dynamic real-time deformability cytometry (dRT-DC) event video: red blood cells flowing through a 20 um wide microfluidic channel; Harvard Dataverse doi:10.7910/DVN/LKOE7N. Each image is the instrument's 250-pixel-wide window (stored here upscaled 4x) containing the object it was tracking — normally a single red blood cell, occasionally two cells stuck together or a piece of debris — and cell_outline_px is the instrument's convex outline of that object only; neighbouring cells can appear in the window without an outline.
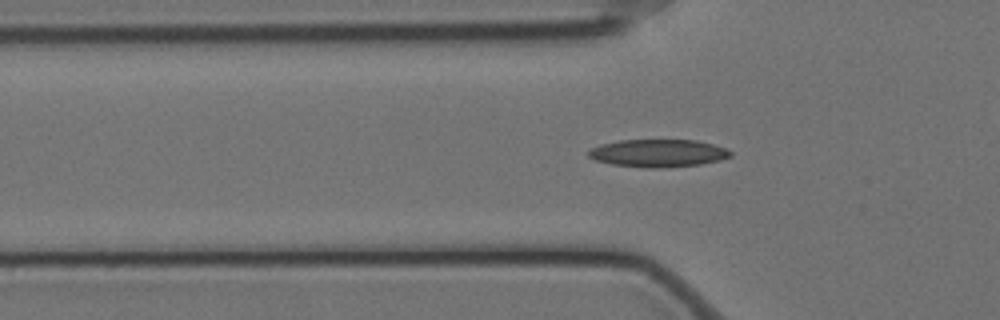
{"species": "Egyptian fruit bat (a non-hibernating species)", "species_latin": "Rousettus aegyptiacus", "temperature_condition": "cold", "stored_images_in_passage": 59, "camera_frame_rate_fps": 3000, "um_per_image_px": 0.085, "animal": {"sex": "female"}, "frame": {"image": 1, "passage_image": 19, "time_ms": 6.0, "image_size_px": [1000, 320], "cell_outline_px": [[732, 156], [720, 160], [700, 164], [660, 168], [644, 168], [612, 164], [596, 160], [588, 156], [588, 148], [600, 144], [620, 140], [696, 140], [712, 144], [724, 148], [732, 152]], "centroid_in_image_um": [55.91, 13.02], "position_along_channel_um": 69.9, "area_um2": 22.95}}
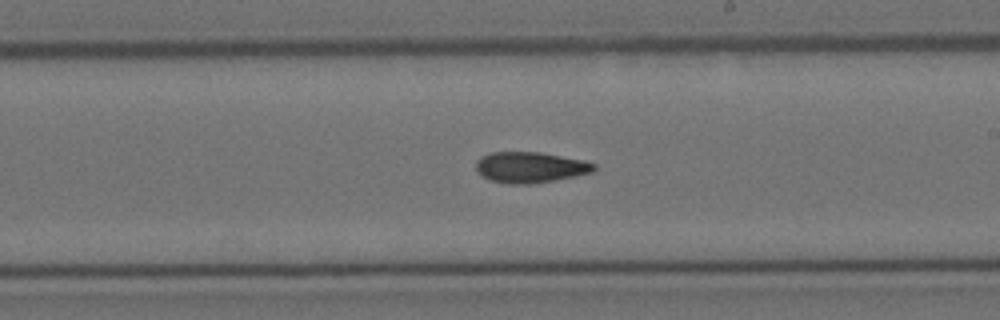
{"frame": {"image": 2, "passage_image": 34, "time_ms": 11.0, "image_size_px": [1000, 320], "cell_outline_px": [[596, 168], [592, 172], [576, 176], [556, 180], [532, 184], [508, 184], [492, 180], [484, 176], [476, 168], [476, 160], [480, 156], [492, 152], [540, 152], [584, 160], [596, 164]], "centroid_in_image_um": [45.09, 14.22], "position_along_channel_um": 243.9, "area_um2": 21.21}}
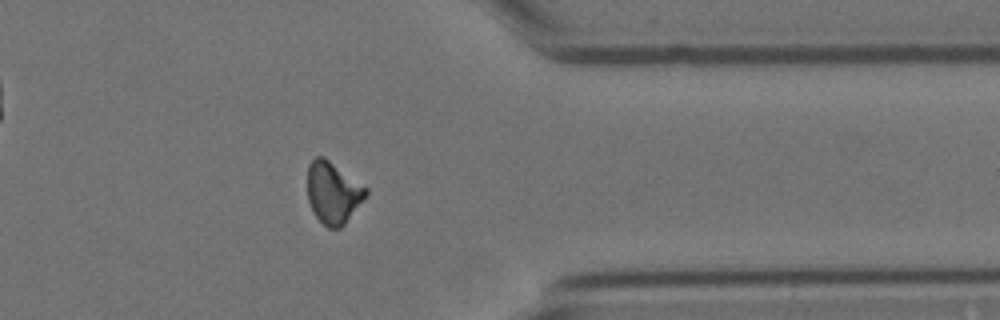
{"frame": {"image": 3, "passage_image": 47, "time_ms": 15.333, "image_size_px": [1000, 320], "cell_outline_px": [[368, 192], [344, 224], [340, 228], [328, 228], [316, 216], [308, 200], [308, 164], [316, 156], [324, 156], [368, 188]], "centroid_in_image_um": [28.3, 16.34], "position_along_channel_um": 383.1, "area_um2": 20.69}}